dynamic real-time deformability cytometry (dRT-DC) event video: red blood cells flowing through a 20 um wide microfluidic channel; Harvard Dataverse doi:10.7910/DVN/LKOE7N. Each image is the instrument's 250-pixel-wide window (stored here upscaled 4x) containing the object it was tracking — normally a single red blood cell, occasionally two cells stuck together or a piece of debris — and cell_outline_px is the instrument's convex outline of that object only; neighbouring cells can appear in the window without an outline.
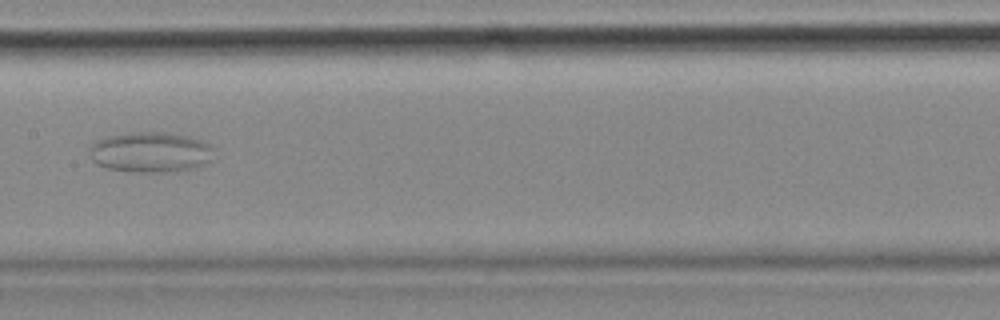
{"species": "common noctule bat (a hibernating species)", "species_latin": "Nyctalus noctula", "temperature_condition": "cold", "stored_images_in_passage": 4, "camera_frame_rate_fps": 3000, "um_per_image_px": 0.085, "animal": {"sex": "female", "body_mass_g": 18.4}, "frame": {"image": 1, "passage_image": 4, "time_ms": 1.0, "image_size_px": [1000, 320], "cell_outline_px": [[216, 148], [208, 164], [196, 168], [164, 172], [140, 172], [108, 168], [96, 164], [92, 160], [92, 144], [108, 136], [124, 132], [164, 132], [188, 136], [200, 140]], "centroid_in_image_um": [12.86, 12.93], "position_along_channel_um": 194.5, "area_um2": 29.25}}